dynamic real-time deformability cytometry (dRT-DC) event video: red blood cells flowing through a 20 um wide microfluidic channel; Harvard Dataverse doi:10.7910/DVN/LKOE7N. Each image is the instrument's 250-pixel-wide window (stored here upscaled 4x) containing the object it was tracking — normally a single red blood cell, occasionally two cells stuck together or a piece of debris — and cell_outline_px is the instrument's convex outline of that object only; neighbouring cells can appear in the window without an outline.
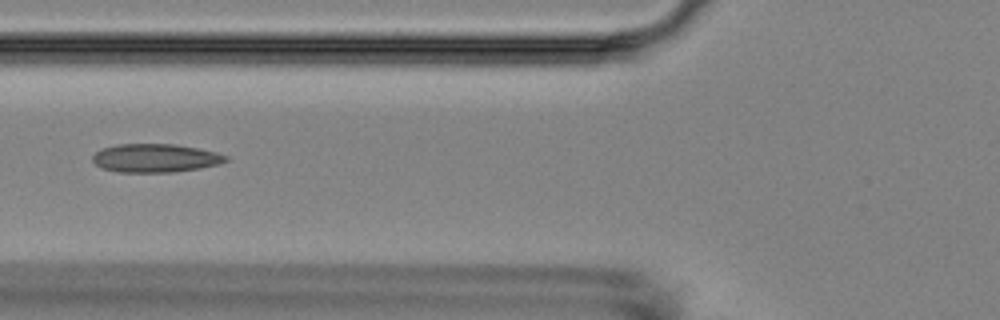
{"species": "Egyptian fruit bat (a non-hibernating species)", "species_latin": "Rousettus aegyptiacus", "temperature_condition": "room temperature", "stored_images_in_passage": 8, "camera_frame_rate_fps": 3000, "um_per_image_px": 0.085, "animal": {"sex": "female"}, "frame": {"image": 1, "passage_image": 4, "time_ms": 3.333, "image_size_px": [1000, 320], "cell_outline_px": [[228, 160], [220, 164], [200, 168], [172, 172], [116, 172], [104, 168], [96, 164], [92, 160], [92, 156], [96, 152], [104, 148], [116, 144], [176, 144], [216, 152], [228, 156]], "centroid_in_image_um": [13.22, 13.43], "position_along_channel_um": 112.6, "area_um2": 22.02}}
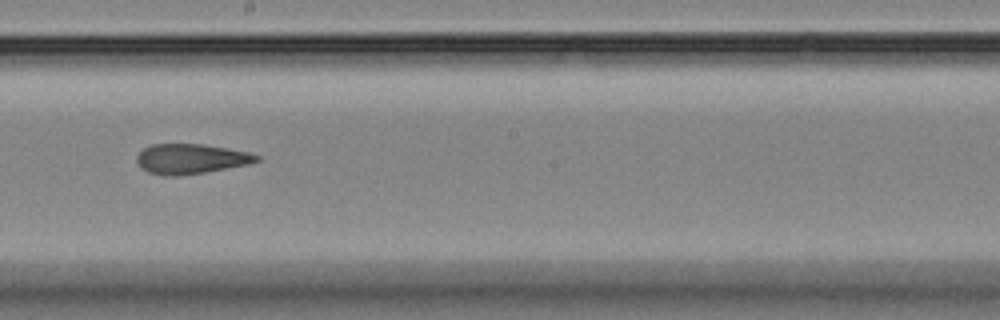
{"frame": {"image": 2, "passage_image": 7, "time_ms": 6.667, "image_size_px": [1000, 320], "cell_outline_px": [[260, 160], [248, 164], [204, 172], [180, 176], [164, 176], [148, 172], [140, 168], [136, 164], [136, 156], [144, 148], [152, 144], [204, 144], [248, 152], [260, 156]], "centroid_in_image_um": [16.17, 13.51], "position_along_channel_um": 232.0, "area_um2": 20.98}}
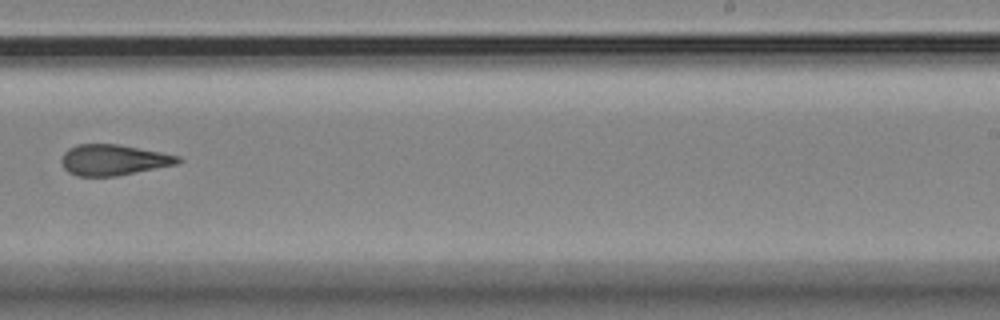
{"frame": {"image": 3, "passage_image": 8, "time_ms": 8.0, "image_size_px": [1000, 320], "cell_outline_px": [[184, 160], [176, 164], [116, 176], [76, 176], [68, 172], [60, 164], [60, 160], [64, 152], [68, 148], [76, 144], [120, 144], [180, 156]], "centroid_in_image_um": [9.61, 13.59], "position_along_channel_um": 279.4, "area_um2": 21.04}}